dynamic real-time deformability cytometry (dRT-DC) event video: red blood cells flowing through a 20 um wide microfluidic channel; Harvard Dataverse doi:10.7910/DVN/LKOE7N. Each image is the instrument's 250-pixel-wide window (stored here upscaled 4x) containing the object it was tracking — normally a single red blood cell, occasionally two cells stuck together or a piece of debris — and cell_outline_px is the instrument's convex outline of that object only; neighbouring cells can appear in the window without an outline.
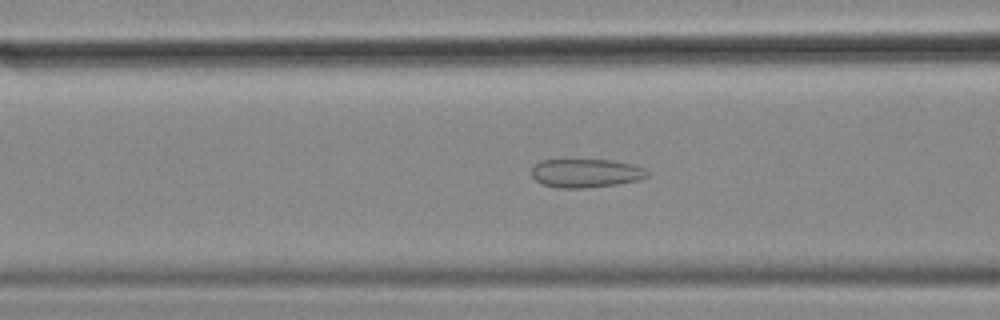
{"species": "common noctule bat (a hibernating species)", "species_latin": "Nyctalus noctula", "temperature_condition": "cold", "stored_images_in_passage": 57, "camera_frame_rate_fps": 3000, "um_per_image_px": 0.085, "animal": {"sex": "female", "body_mass_g": 18.4}, "frame": {"image": 1, "passage_image": 22, "time_ms": 7.0, "image_size_px": [1000, 320], "cell_outline_px": [[648, 176], [640, 180], [616, 184], [584, 188], [556, 188], [540, 184], [532, 176], [532, 168], [536, 164], [544, 160], [612, 160], [632, 164], [644, 168], [648, 172]], "centroid_in_image_um": [49.8, 14.73], "position_along_channel_um": 116.8, "area_um2": 19.31}}
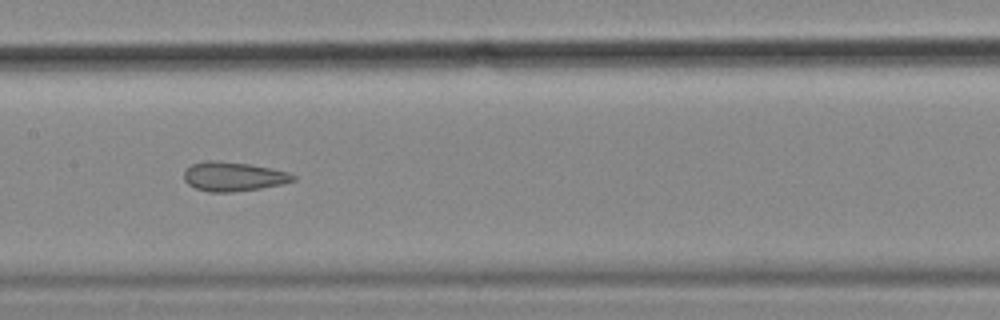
{"frame": {"image": 2, "passage_image": 28, "time_ms": 9.0, "image_size_px": [1000, 320], "cell_outline_px": [[296, 180], [280, 184], [260, 188], [232, 192], [208, 192], [196, 188], [188, 184], [184, 180], [184, 172], [192, 164], [204, 160], [220, 160], [248, 164], [272, 168], [288, 172], [296, 176]], "centroid_in_image_um": [19.82, 14.99], "position_along_channel_um": 187.6, "area_um2": 18.61}}
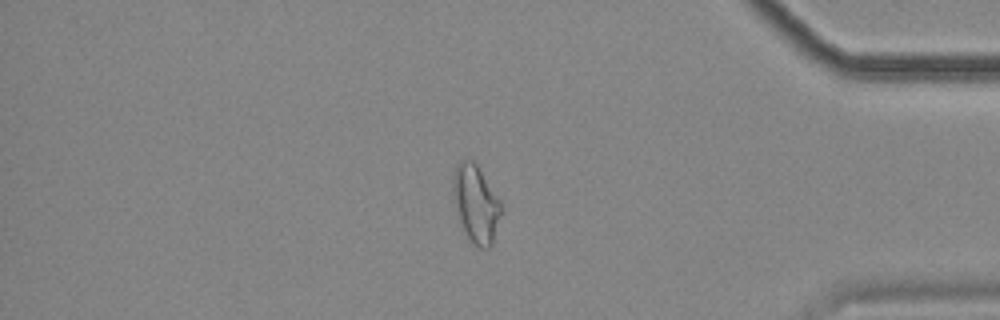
{"frame": {"image": 3, "passage_image": 48, "time_ms": 15.667, "image_size_px": [1000, 320], "cell_outline_px": [[504, 212], [492, 244], [488, 248], [480, 248], [472, 244], [460, 220], [452, 200], [452, 172], [460, 160], [468, 156], [476, 164], [504, 204]], "centroid_in_image_um": [40.48, 17.29], "position_along_channel_um": 394.7, "area_um2": 22.48}, "authors_computed_cell_mechanics": {"area_um2": 21.3282, "velocity_mm_per_s": 3.5393, "shape_relaxation_time_tau1_ms": null, "shape_relaxation_time_tau2_ms": 1.973, "deformation_change_tau1": null, "deformation_change_tau2": 0.0991}}